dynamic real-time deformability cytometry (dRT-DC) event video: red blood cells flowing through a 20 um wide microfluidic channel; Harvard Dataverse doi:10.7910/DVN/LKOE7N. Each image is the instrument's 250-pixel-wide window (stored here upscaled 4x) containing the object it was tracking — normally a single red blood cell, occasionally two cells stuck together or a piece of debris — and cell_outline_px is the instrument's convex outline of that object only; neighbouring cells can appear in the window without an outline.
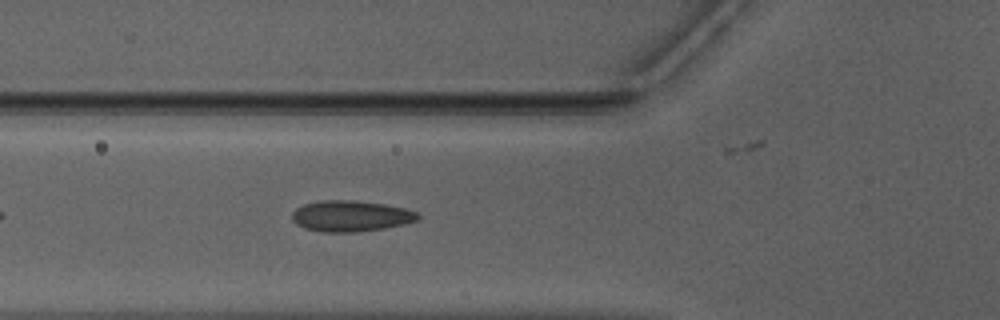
{"species": "Egyptian fruit bat (a non-hibernating species)", "species_latin": "Rousettus aegyptiacus", "temperature_condition": "warm", "stored_images_in_passage": 36, "camera_frame_rate_fps": 3000, "um_per_image_px": 0.085, "animal": {"sex": "male"}, "frame": {"image": 1, "passage_image": 3, "time_ms": 0.667, "image_size_px": [1000, 320], "cell_outline_px": [[420, 216], [416, 220], [404, 224], [384, 228], [356, 232], [320, 232], [304, 228], [296, 224], [292, 220], [292, 212], [296, 208], [304, 204], [320, 200], [352, 200], [384, 204], [404, 208], [416, 212]], "centroid_in_image_um": [29.77, 18.36], "position_along_channel_um": 96.0, "area_um2": 22.72}}
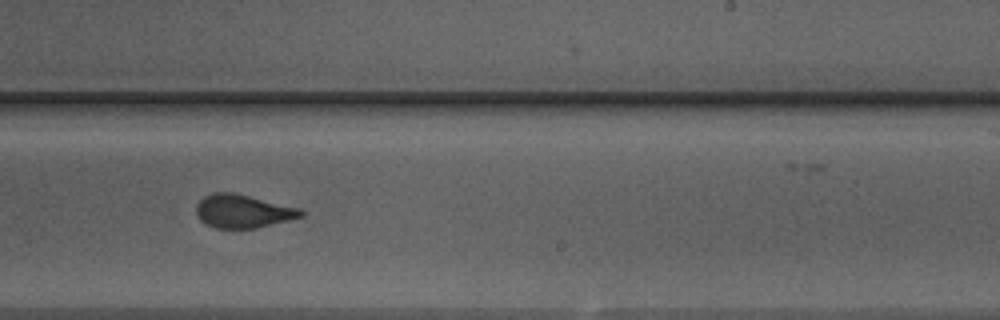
{"frame": {"image": 2, "passage_image": 16, "time_ms": 5.0, "image_size_px": [1000, 320], "cell_outline_px": [[304, 216], [256, 228], [212, 228], [204, 224], [200, 220], [196, 212], [196, 204], [204, 196], [212, 192], [232, 192], [300, 208], [304, 212]], "centroid_in_image_um": [20.61, 17.95], "position_along_channel_um": 268.4, "area_um2": 20.35}}
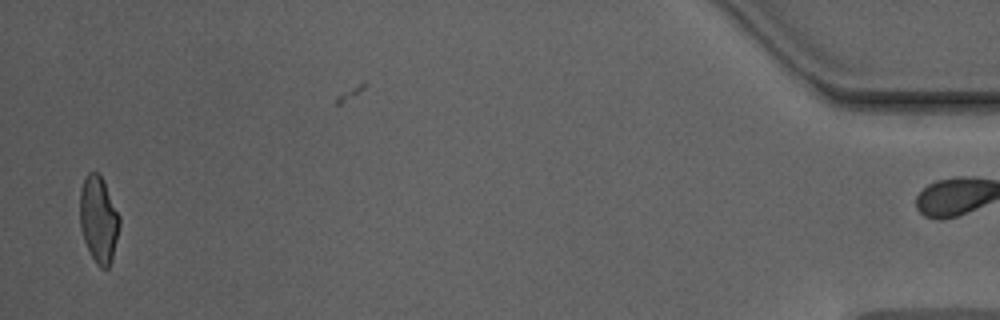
{"frame": {"image": 3, "passage_image": 35, "time_ms": 11.333, "image_size_px": [1000, 320], "cell_outline_px": [[120, 224], [112, 260], [108, 268], [100, 268], [96, 264], [84, 240], [80, 228], [80, 188], [88, 172], [96, 172], [100, 176], [120, 216]], "centroid_in_image_um": [8.38, 18.69], "position_along_channel_um": 426.8, "area_um2": 19.71}, "authors_computed_cell_mechanics": {"area_um2": 20.7502, "velocity_mm_per_s": 3.9763, "shape_relaxation_time_tau1_ms": null, "shape_relaxation_time_tau2_ms": 0.917, "deformation_change_tau1": null, "deformation_change_tau2": 0.0645}}